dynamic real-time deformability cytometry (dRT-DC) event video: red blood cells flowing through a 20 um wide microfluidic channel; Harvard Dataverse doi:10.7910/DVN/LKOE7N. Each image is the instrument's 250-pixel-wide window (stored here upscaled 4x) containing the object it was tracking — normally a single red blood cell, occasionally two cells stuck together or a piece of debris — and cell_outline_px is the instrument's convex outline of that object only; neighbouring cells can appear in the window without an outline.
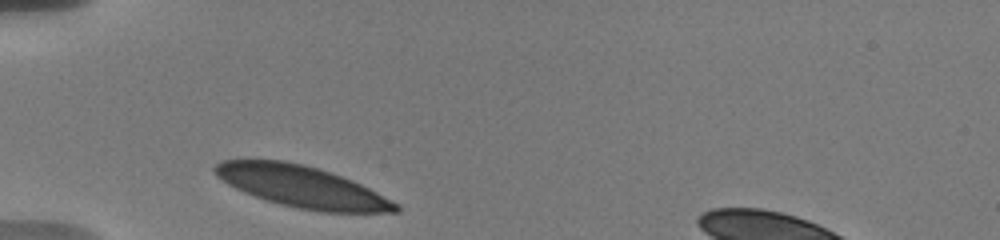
{"species": "human", "species_latin": "Homo sapiens", "temperature_condition": "warm", "stored_images_in_passage": 2, "camera_frame_rate_fps": 3000, "um_per_image_px": 0.085, "donor": {"sex": "male"}, "frame": {"image": 1, "passage_image": 1, "time_ms": 0.0, "image_size_px": [1000, 240], "cell_outline_px": [[400, 212], [320, 212], [280, 204], [244, 192], [228, 184], [216, 176], [212, 168], [216, 164], [224, 160], [284, 160], [304, 164], [352, 180], [400, 204]], "centroid_in_image_um": [25.67, 15.87], "position_along_channel_um": 59.3, "area_um2": 43.29}}